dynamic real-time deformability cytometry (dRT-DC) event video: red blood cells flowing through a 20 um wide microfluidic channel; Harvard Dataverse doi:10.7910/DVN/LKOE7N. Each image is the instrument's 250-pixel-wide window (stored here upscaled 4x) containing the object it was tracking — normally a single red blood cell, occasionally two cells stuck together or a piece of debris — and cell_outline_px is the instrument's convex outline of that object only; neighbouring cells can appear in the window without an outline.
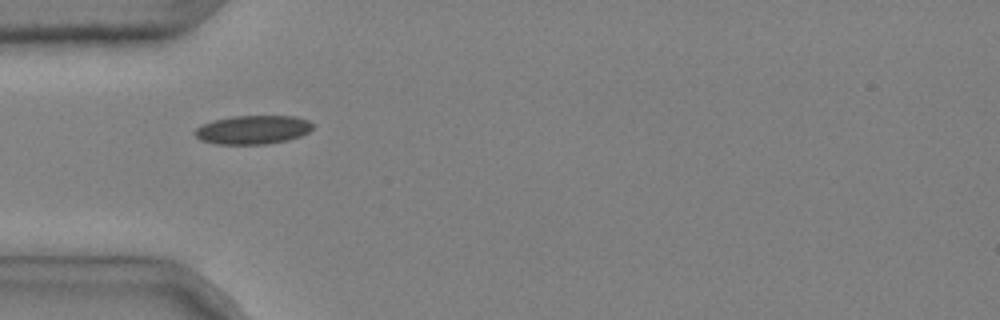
{"species": "common noctule bat (a hibernating species)", "species_latin": "Nyctalus noctula", "temperature_condition": "cold", "stored_images_in_passage": 2, "camera_frame_rate_fps": 3000, "um_per_image_px": 0.085, "animal": {"sex": "male", "body_mass_g": 20.4}, "frame": {"image": 1, "passage_image": 1, "time_ms": 0.0, "image_size_px": [1000, 320], "cell_outline_px": [[312, 128], [308, 132], [300, 136], [288, 140], [264, 144], [216, 144], [200, 140], [192, 132], [200, 124], [212, 120], [232, 116], [296, 116], [308, 120], [312, 124]], "centroid_in_image_um": [21.44, 11.02], "position_along_channel_um": 63.6, "area_um2": 19.88}}